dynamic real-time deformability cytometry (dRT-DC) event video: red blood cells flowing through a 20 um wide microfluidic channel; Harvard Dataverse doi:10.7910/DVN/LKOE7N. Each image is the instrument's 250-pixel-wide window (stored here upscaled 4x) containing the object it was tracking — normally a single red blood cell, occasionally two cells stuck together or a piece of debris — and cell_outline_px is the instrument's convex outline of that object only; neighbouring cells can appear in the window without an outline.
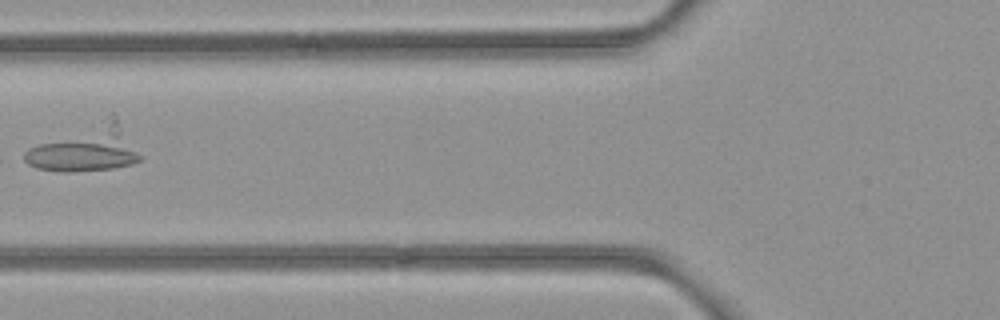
{"species": "common noctule bat (a hibernating species)", "species_latin": "Nyctalus noctula", "temperature_condition": "room temperature", "stored_images_in_passage": 3, "camera_frame_rate_fps": 3000, "um_per_image_px": 0.085, "animal": {"sex": "female", "body_mass_g": 21.9}, "frame": {"image": 1, "passage_image": 3, "time_ms": 0.667, "image_size_px": [1000, 320], "cell_outline_px": [[144, 156], [140, 160], [132, 164], [112, 168], [68, 172], [60, 172], [36, 168], [28, 164], [24, 160], [24, 152], [28, 148], [112, 112], [116, 116]], "centroid_in_image_um": [7.35, 12.59], "position_along_channel_um": 118.4, "area_um2": 31.62}}